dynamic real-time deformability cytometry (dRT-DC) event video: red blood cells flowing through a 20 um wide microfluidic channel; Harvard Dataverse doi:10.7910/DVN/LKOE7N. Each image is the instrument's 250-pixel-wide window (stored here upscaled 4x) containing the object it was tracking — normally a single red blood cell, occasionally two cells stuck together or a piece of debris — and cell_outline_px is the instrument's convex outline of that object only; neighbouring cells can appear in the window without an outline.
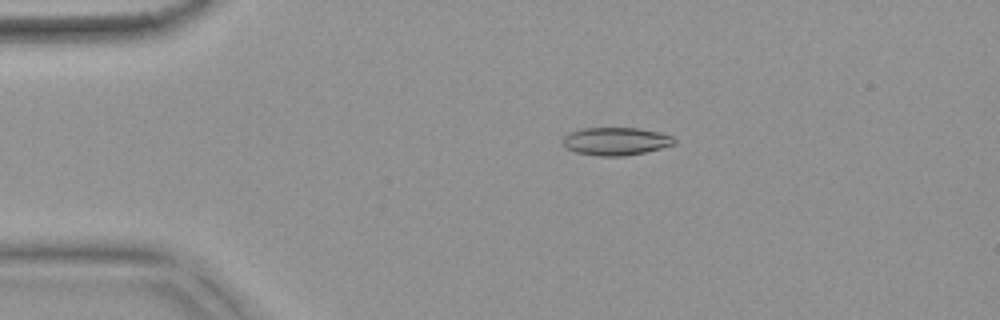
{"species": "common noctule bat (a hibernating species)", "species_latin": "Nyctalus noctula", "temperature_condition": "warm", "stored_images_in_passage": 54, "camera_frame_rate_fps": 3000, "um_per_image_px": 0.085, "animal": {"sex": "female", "body_mass_g": 18.4}, "frame": {"image": 1, "passage_image": 11, "time_ms": 3.333, "image_size_px": [1000, 320], "cell_outline_px": [[676, 144], [644, 152], [624, 156], [600, 156], [576, 152], [564, 148], [564, 136], [568, 132], [580, 128], [640, 128], [672, 136], [676, 140]], "centroid_in_image_um": [52.32, 12.0], "position_along_channel_um": 32.7, "area_um2": 18.09}}
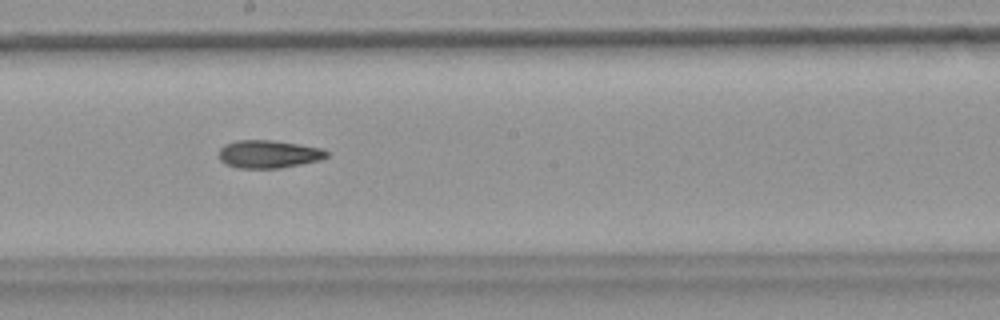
{"frame": {"image": 2, "passage_image": 30, "time_ms": 9.667, "image_size_px": [1000, 320], "cell_outline_px": [[328, 156], [320, 160], [280, 168], [236, 168], [224, 164], [220, 160], [220, 148], [224, 144], [236, 140], [272, 140], [324, 148], [328, 152]], "centroid_in_image_um": [22.82, 13.1], "position_along_channel_um": 225.4, "area_um2": 17.63}}
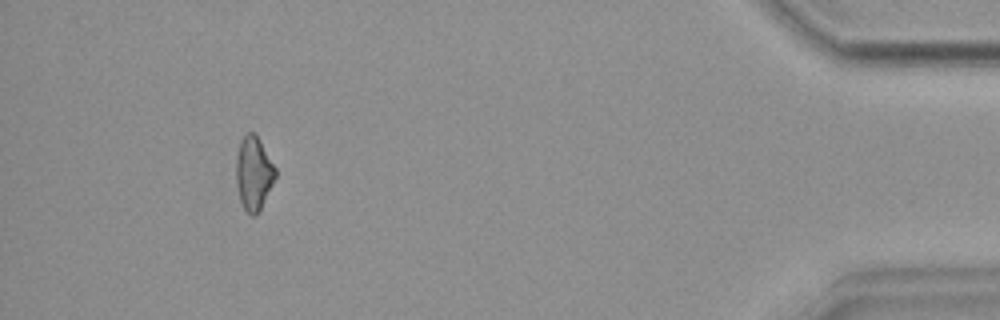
{"frame": {"image": 3, "passage_image": 50, "time_ms": 16.333, "image_size_px": [1000, 320], "cell_outline_px": [[276, 176], [260, 212], [256, 216], [252, 216], [244, 208], [240, 200], [236, 184], [236, 156], [240, 140], [248, 132], [256, 132], [276, 168]], "centroid_in_image_um": [21.56, 14.72], "position_along_channel_um": 413.6, "area_um2": 17.11}, "authors_computed_cell_mechanics": {"area_um2": 17.8024, "velocity_mm_per_s": 3.7716, "shape_relaxation_time_tau1_ms": null, "shape_relaxation_time_tau2_ms": 8.5943, "deformation_change_tau1": null, "deformation_change_tau2": 0.1925}}